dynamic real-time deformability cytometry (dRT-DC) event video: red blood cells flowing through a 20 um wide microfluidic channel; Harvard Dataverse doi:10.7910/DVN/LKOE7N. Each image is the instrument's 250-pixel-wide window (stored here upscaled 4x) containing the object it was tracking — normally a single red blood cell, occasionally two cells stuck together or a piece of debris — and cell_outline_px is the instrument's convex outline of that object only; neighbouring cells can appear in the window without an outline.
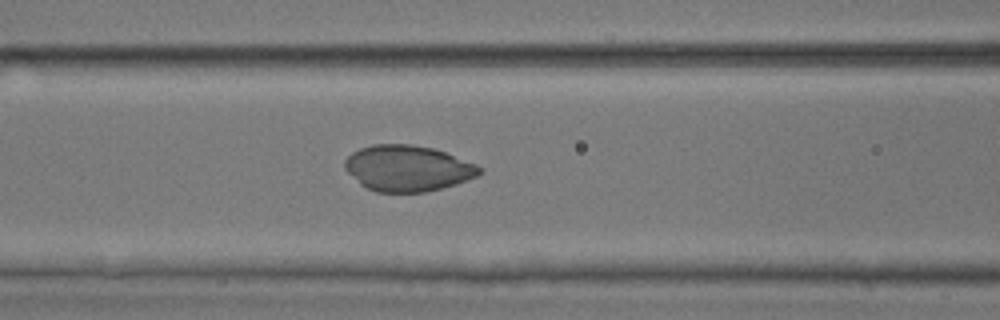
{"species": "common noctule bat (a hibernating species)", "species_latin": "Nyctalus noctula", "temperature_condition": "room temperature", "stored_images_in_passage": 48, "camera_frame_rate_fps": 3000, "um_per_image_px": 0.085, "animal": {"sex": "male", "body_mass_g": 17.9, "forearm_length_mm": 54.2}, "frame": {"image": 1, "passage_image": 18, "time_ms": 5.667, "image_size_px": [1000, 320], "cell_outline_px": [[484, 168], [476, 176], [456, 184], [424, 192], [376, 192], [360, 184], [344, 168], [344, 160], [352, 152], [360, 148], [372, 144], [412, 144], [432, 148], [444, 152], [476, 164]], "centroid_in_image_um": [34.62, 14.29], "position_along_channel_um": 132.0, "area_um2": 35.89}}
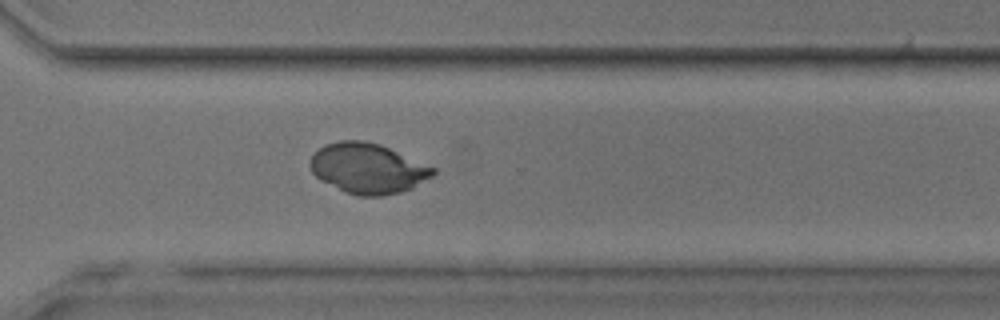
{"frame": {"image": 2, "passage_image": 34, "time_ms": 11.0, "image_size_px": [1000, 320], "cell_outline_px": [[436, 172], [432, 176], [412, 188], [400, 192], [380, 196], [356, 196], [344, 192], [320, 180], [312, 172], [308, 164], [312, 156], [324, 144], [340, 140], [364, 140], [380, 144], [436, 168]], "centroid_in_image_um": [31.24, 14.31], "position_along_channel_um": 339.4, "area_um2": 36.07}}
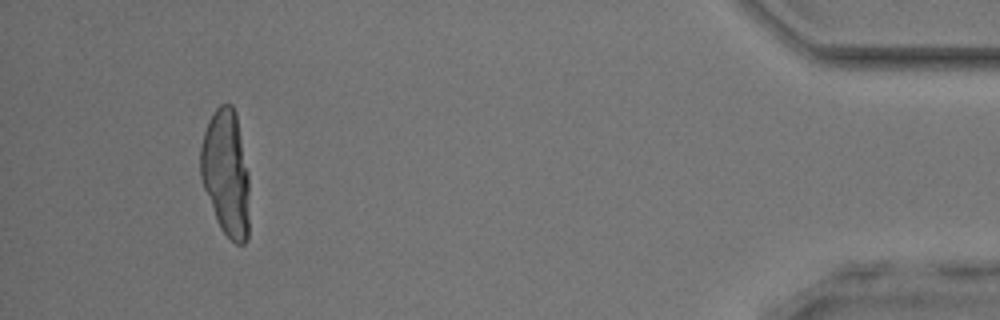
{"frame": {"image": 3, "passage_image": 45, "time_ms": 14.667, "image_size_px": [1000, 320], "cell_outline_px": [[248, 240], [244, 244], [236, 244], [220, 228], [216, 220], [204, 188], [200, 176], [200, 148], [204, 132], [208, 120], [216, 108], [220, 104], [232, 104], [236, 112], [248, 172]], "centroid_in_image_um": [19.2, 14.69], "position_along_channel_um": 416.0, "area_um2": 36.01}}